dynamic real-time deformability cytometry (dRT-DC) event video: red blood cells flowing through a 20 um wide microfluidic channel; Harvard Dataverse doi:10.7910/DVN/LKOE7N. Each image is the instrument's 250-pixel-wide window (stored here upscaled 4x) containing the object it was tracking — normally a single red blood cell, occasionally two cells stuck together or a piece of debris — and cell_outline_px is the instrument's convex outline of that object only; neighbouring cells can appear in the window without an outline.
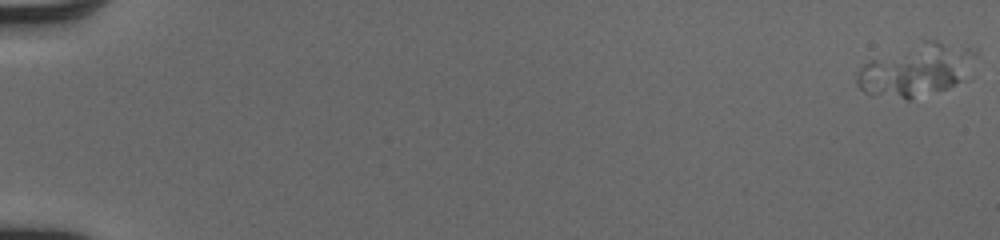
{"species": "human", "species_latin": "Homo sapiens", "temperature_condition": "cold", "stored_images_in_passage": 5, "camera_frame_rate_fps": 3000, "um_per_image_px": 0.085, "donor": {"sex": "male"}, "frame": {"image": 1, "passage_image": 1, "time_ms": 0.0, "image_size_px": [1000, 240], "cell_outline_px": [[980, 48], [976, 56], [960, 80], [948, 88], [908, 100], [872, 96], [864, 92], [856, 84], [856, 76], [860, 68], [864, 64], [872, 60], [924, 40], [936, 40]], "centroid_in_image_um": [77.87, 5.95], "position_along_channel_um": 7.1, "area_um2": 36.01}}